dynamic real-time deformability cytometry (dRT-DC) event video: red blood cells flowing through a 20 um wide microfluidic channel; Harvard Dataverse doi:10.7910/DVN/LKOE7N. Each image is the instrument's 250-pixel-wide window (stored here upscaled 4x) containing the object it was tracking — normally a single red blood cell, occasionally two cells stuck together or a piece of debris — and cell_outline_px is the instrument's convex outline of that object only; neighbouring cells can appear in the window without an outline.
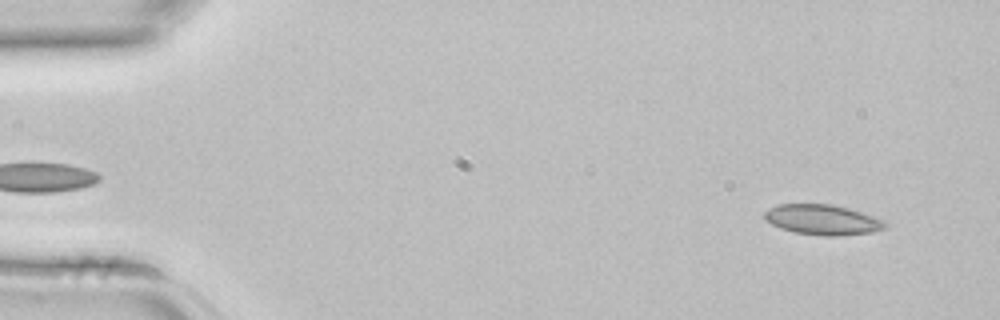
{"species": "common noctule bat (a hibernating species)", "species_latin": "Nyctalus noctula", "temperature_condition": "room temperature", "stored_images_in_passage": 3, "camera_frame_rate_fps": 3000, "um_per_image_px": 0.085, "animal": {"sex": "female", "body_mass_g": 22.7, "forearm_length_mm": 54.2}, "frame": {"image": 1, "passage_image": 3, "time_ms": 0.667, "image_size_px": [1000, 320], "cell_outline_px": [[888, 228], [876, 232], [836, 236], [824, 236], [796, 232], [780, 228], [764, 220], [764, 212], [768, 208], [780, 204], [832, 204], [848, 208], [884, 220], [888, 224]], "centroid_in_image_um": [69.94, 18.68], "position_along_channel_um": 15.1, "area_um2": 21.39}}